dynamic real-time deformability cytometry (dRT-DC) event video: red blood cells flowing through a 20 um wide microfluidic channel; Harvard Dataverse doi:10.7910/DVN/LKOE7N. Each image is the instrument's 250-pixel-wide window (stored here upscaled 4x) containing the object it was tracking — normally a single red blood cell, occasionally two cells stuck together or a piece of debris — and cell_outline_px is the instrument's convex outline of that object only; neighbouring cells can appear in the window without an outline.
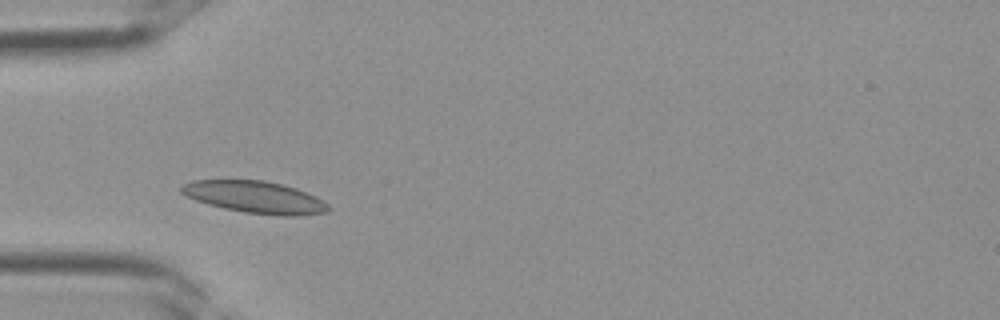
{"species": "Egyptian fruit bat (a non-hibernating species)", "species_latin": "Rousettus aegyptiacus", "temperature_condition": "room temperature", "stored_images_in_passage": 8, "camera_frame_rate_fps": 3000, "um_per_image_px": 0.085, "frame": {"image": 1, "passage_image": 6, "time_ms": 1.667, "image_size_px": [1000, 320], "cell_outline_px": [[332, 208], [328, 212], [296, 216], [280, 216], [244, 212], [224, 208], [208, 204], [196, 200], [180, 192], [180, 188], [184, 184], [192, 180], [264, 180], [296, 188], [316, 196], [328, 204]], "centroid_in_image_um": [21.71, 16.76], "position_along_channel_um": 63.3, "area_um2": 27.4}}